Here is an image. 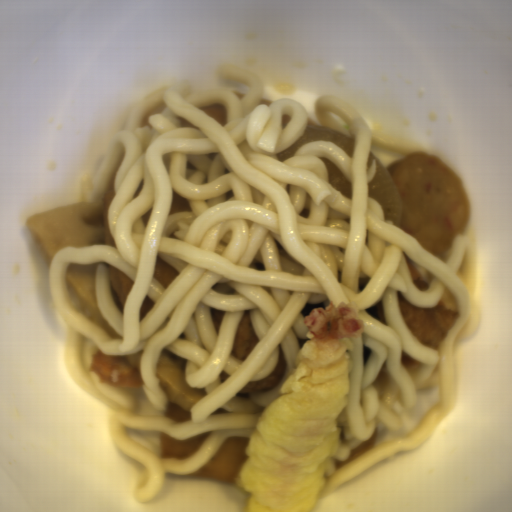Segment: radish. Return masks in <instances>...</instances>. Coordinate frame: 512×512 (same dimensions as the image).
I'll return each instance as SVG.
<instances>
[{"label": "radish", "mask_w": 512, "mask_h": 512, "mask_svg": "<svg viewBox=\"0 0 512 512\" xmlns=\"http://www.w3.org/2000/svg\"><path fill=\"white\" fill-rule=\"evenodd\" d=\"M328 182L331 186L345 196L353 198V184L349 182L337 165L324 157Z\"/></svg>", "instance_id": "3"}, {"label": "radish", "mask_w": 512, "mask_h": 512, "mask_svg": "<svg viewBox=\"0 0 512 512\" xmlns=\"http://www.w3.org/2000/svg\"><path fill=\"white\" fill-rule=\"evenodd\" d=\"M312 141H328L334 143L346 154L353 157L354 138L318 124L306 125L305 132L295 142L276 154L277 160L285 161L295 155L304 144Z\"/></svg>", "instance_id": "2"}, {"label": "radish", "mask_w": 512, "mask_h": 512, "mask_svg": "<svg viewBox=\"0 0 512 512\" xmlns=\"http://www.w3.org/2000/svg\"><path fill=\"white\" fill-rule=\"evenodd\" d=\"M373 160H376V170L369 182L370 197L382 206L384 221L392 220L400 228L403 212L400 193L381 159L370 150L367 169Z\"/></svg>", "instance_id": "1"}, {"label": "radish", "mask_w": 512, "mask_h": 512, "mask_svg": "<svg viewBox=\"0 0 512 512\" xmlns=\"http://www.w3.org/2000/svg\"><path fill=\"white\" fill-rule=\"evenodd\" d=\"M205 113L213 117L215 120H217L220 124H222L225 127L226 122V112H225V106H222L220 104H211L207 106H202Z\"/></svg>", "instance_id": "4"}]
</instances>
